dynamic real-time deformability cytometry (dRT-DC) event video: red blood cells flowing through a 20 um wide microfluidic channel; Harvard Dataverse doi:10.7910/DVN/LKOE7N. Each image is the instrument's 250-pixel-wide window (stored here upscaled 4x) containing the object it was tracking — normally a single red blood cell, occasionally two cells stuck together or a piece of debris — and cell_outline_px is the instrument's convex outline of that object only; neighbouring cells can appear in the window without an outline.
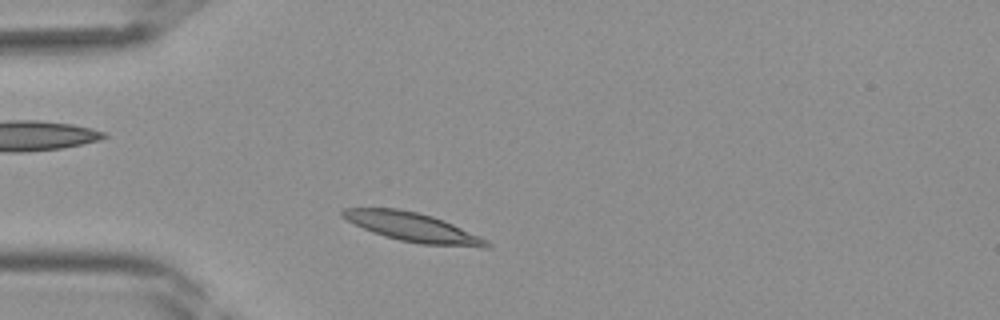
{"species": "Egyptian fruit bat (a non-hibernating species)", "species_latin": "Rousettus aegyptiacus", "temperature_condition": "room temperature", "stored_images_in_passage": 33, "camera_frame_rate_fps": 3000, "um_per_image_px": 0.085, "frame": {"image": 1, "passage_image": 3, "time_ms": 0.667, "image_size_px": [1000, 320], "cell_outline_px": [[492, 244], [488, 248], [484, 248], [420, 244], [400, 240], [384, 236], [372, 232], [340, 216], [340, 212], [344, 208], [400, 208], [432, 216], [444, 220], [480, 236], [488, 240]], "centroid_in_image_um": [35.13, 19.32], "position_along_channel_um": 49.9, "area_um2": 24.39}}
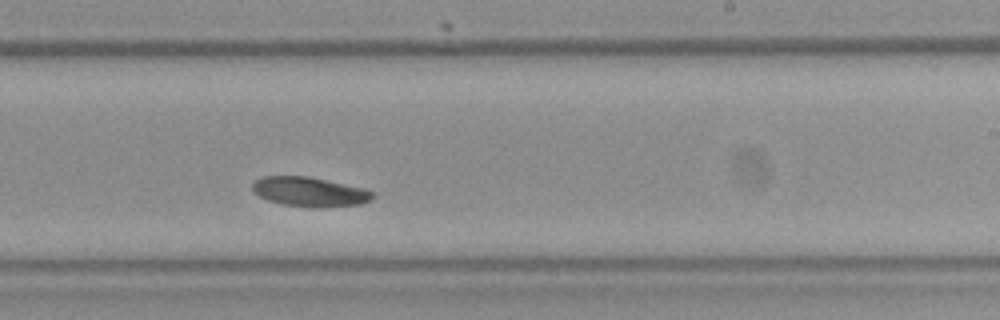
{"frame": {"image": 2, "passage_image": 17, "time_ms": 5.333, "image_size_px": [1000, 320], "cell_outline_px": [[376, 196], [372, 200], [360, 204], [320, 208], [312, 208], [280, 204], [268, 200], [260, 196], [252, 188], [252, 184], [256, 180], [264, 176], [308, 176], [364, 188], [376, 192]], "centroid_in_image_um": [26.38, 16.31], "position_along_channel_um": 262.6, "area_um2": 20.87}}
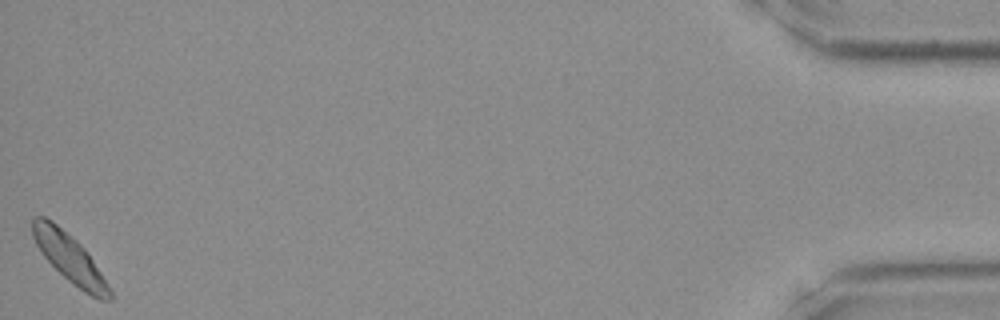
{"frame": {"image": 3, "passage_image": 33, "time_ms": 10.667, "image_size_px": [1000, 320], "cell_outline_px": [[112, 300], [100, 300], [84, 292], [68, 280], [44, 256], [36, 244], [32, 236], [32, 220], [36, 216], [44, 216], [52, 220], [72, 236], [88, 252], [112, 292]], "centroid_in_image_um": [5.91, 21.92], "position_along_channel_um": 429.3, "area_um2": 21.44}}